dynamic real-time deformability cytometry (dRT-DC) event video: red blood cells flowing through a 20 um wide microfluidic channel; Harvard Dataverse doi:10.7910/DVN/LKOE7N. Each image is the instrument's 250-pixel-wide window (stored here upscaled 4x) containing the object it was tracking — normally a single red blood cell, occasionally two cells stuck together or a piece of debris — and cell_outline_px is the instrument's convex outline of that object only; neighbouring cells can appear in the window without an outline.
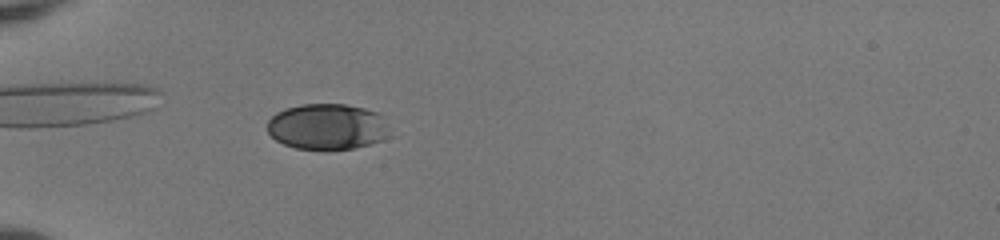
{"species": "human", "species_latin": "Homo sapiens", "temperature_condition": "room temperature", "stored_images_in_passage": 55, "camera_frame_rate_fps": 3000, "um_per_image_px": 0.085, "donor": {"sex": "female"}, "frame": {"image": 1, "passage_image": 20, "time_ms": 6.333, "image_size_px": [1000, 240], "cell_outline_px": [[392, 136], [384, 140], [352, 148], [296, 148], [284, 144], [276, 140], [268, 132], [268, 120], [276, 112], [284, 108], [304, 104], [344, 104], [364, 108], [376, 112], [384, 116]], "centroid_in_image_um": [27.86, 10.74], "position_along_channel_um": 57.1, "area_um2": 32.71}}
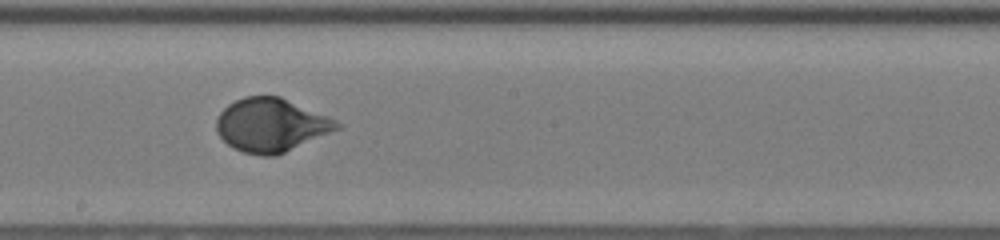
{"frame": {"image": 2, "passage_image": 34, "time_ms": 11.0, "image_size_px": [1000, 240], "cell_outline_px": [[344, 124], [340, 128], [276, 156], [260, 156], [244, 152], [228, 144], [216, 132], [216, 120], [220, 112], [228, 104], [244, 96], [280, 96], [328, 116]], "centroid_in_image_um": [23.04, 10.62], "position_along_channel_um": 225.2, "area_um2": 37.45}}
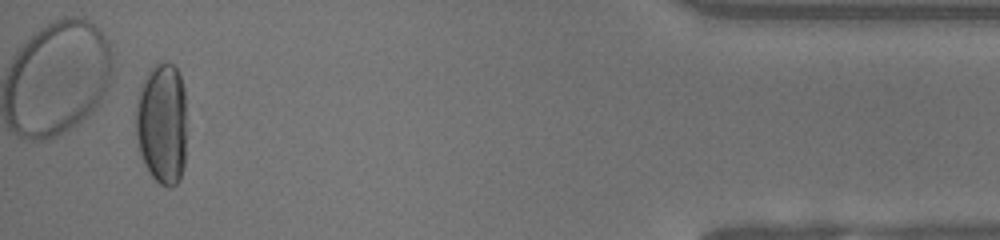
{"frame": {"image": 3, "passage_image": 53, "time_ms": 17.333, "image_size_px": [1000, 240], "cell_outline_px": [[184, 168], [180, 180], [176, 184], [168, 188], [160, 184], [148, 172], [144, 164], [140, 152], [136, 136], [136, 104], [140, 84], [152, 64], [164, 60], [172, 64], [176, 68], [180, 76], [184, 88]], "centroid_in_image_um": [13.74, 10.47], "position_along_channel_um": 421.5, "area_um2": 36.36}, "authors_computed_cell_mechanics": {"area_um2": 35.7204, "velocity_mm_per_s": 3.9875, "shape_relaxation_time_tau1_ms": 5.1184, "shape_relaxation_time_tau2_ms": null, "deformation_change_tau1": 0.2104, "deformation_change_tau2": null}}